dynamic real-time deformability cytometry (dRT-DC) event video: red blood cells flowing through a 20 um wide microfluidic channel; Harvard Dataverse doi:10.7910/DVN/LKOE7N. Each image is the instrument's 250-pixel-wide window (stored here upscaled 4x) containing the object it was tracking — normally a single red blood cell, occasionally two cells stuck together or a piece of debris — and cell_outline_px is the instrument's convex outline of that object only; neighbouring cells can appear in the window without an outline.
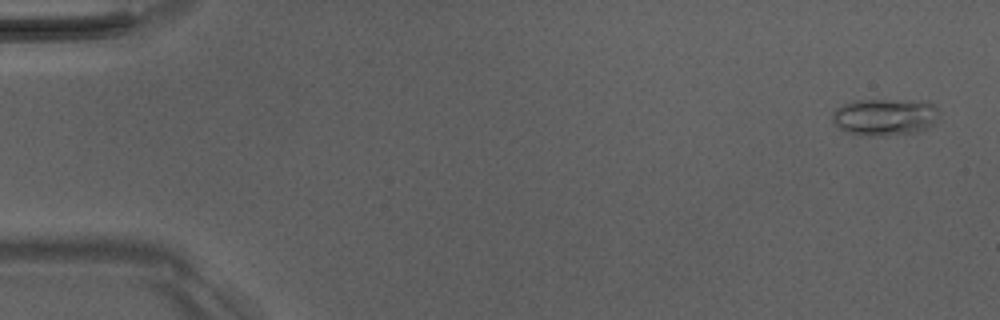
{"species": "Egyptian fruit bat (a non-hibernating species)", "species_latin": "Rousettus aegyptiacus", "temperature_condition": "room temperature", "stored_images_in_passage": 4, "camera_frame_rate_fps": 3000, "um_per_image_px": 0.085, "animal": {"sex": "male"}, "frame": {"image": 1, "passage_image": 1, "time_ms": 0.0, "image_size_px": [1000, 320], "cell_outline_px": [[940, 112], [936, 120], [928, 128], [916, 132], [884, 136], [860, 136], [844, 132], [836, 128], [832, 124], [832, 112], [836, 108], [852, 100], [928, 100], [936, 104]], "centroid_in_image_um": [75.19, 9.94], "position_along_channel_um": 9.8, "area_um2": 23.87}}